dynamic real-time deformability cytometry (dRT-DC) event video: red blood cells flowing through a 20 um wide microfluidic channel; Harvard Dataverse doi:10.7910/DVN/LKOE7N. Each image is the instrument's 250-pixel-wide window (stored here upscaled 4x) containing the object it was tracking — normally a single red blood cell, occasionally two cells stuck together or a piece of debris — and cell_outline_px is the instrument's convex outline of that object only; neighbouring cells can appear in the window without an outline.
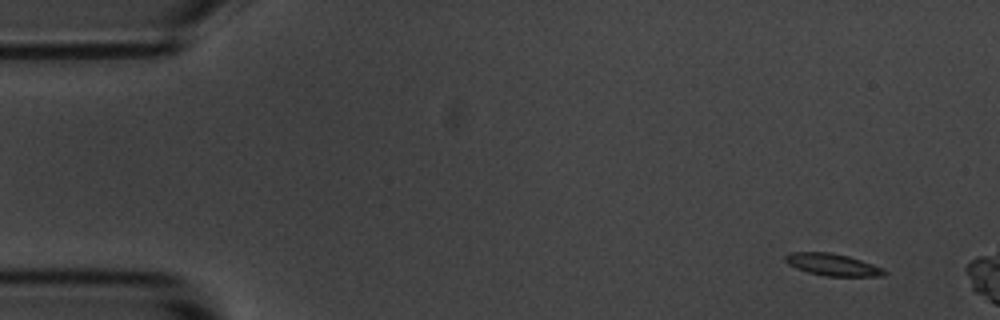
{"species": "common noctule bat (a hibernating species)", "species_latin": "Nyctalus noctula", "temperature_condition": "room temperature", "stored_images_in_passage": 6, "camera_frame_rate_fps": 3000, "um_per_image_px": 0.085, "animal": {"sex": "male", "body_mass_g": 20.1, "forearm_length_mm": 53.5}, "frame": {"image": 1, "passage_image": 1, "time_ms": 0.0, "image_size_px": [1000, 320], "cell_outline_px": [[888, 272], [884, 276], [824, 276], [808, 272], [796, 268], [788, 264], [784, 260], [784, 256], [788, 252], [828, 252], [848, 256], [884, 268]], "centroid_in_image_um": [70.75, 22.49], "position_along_channel_um": 14.2, "area_um2": 12.77}}